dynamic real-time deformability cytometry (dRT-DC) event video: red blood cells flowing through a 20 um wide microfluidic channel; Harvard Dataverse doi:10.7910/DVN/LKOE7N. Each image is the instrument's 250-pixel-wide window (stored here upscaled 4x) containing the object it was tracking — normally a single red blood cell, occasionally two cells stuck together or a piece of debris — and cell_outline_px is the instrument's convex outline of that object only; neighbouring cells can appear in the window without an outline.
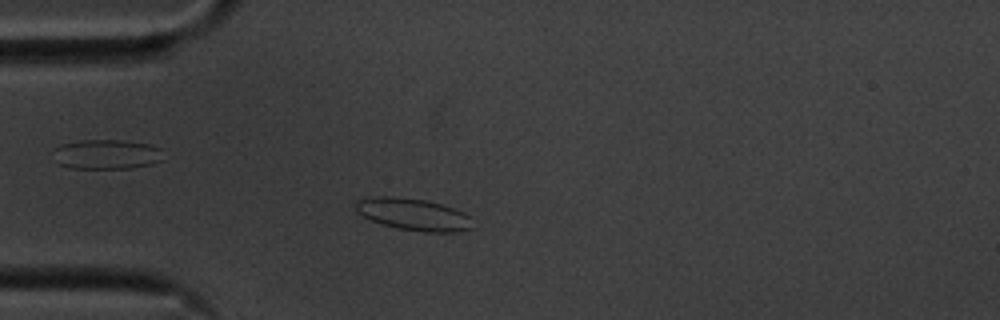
{"species": "common noctule bat (a hibernating species)", "species_latin": "Nyctalus noctula", "temperature_condition": "cold", "stored_images_in_passage": 53, "camera_frame_rate_fps": 3000, "um_per_image_px": 0.085, "animal": {"sex": "male", "body_mass_g": 20.1, "forearm_length_mm": 53.5}, "frame": {"image": 1, "passage_image": 11, "time_ms": 3.333, "image_size_px": [1000, 320], "cell_outline_px": [[472, 228], [460, 232], [424, 232], [400, 228], [380, 224], [356, 212], [356, 204], [360, 200], [368, 196], [392, 196], [428, 200], [444, 204], [464, 212], [468, 216]], "centroid_in_image_um": [35.15, 18.21], "position_along_channel_um": 49.9, "area_um2": 21.85}}
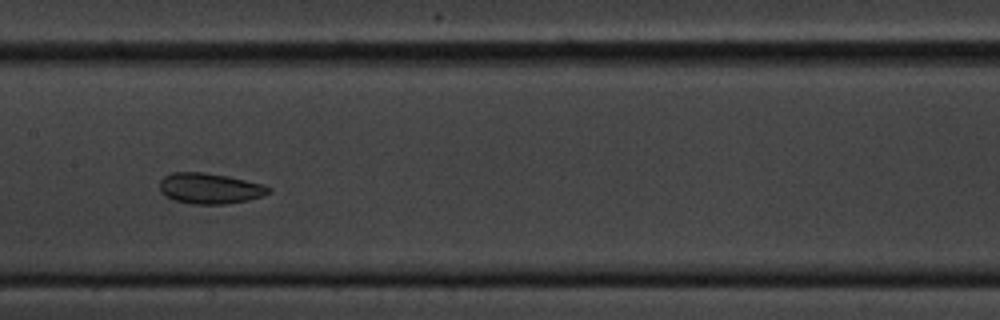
{"frame": {"image": 2, "passage_image": 24, "time_ms": 7.667, "image_size_px": [1000, 320], "cell_outline_px": [[272, 192], [264, 196], [248, 200], [224, 204], [192, 204], [176, 200], [164, 196], [160, 192], [160, 180], [164, 176], [172, 172], [204, 172], [228, 176], [264, 184], [272, 188]], "centroid_in_image_um": [17.86, 16.01], "position_along_channel_um": 189.5, "area_um2": 19.71}}
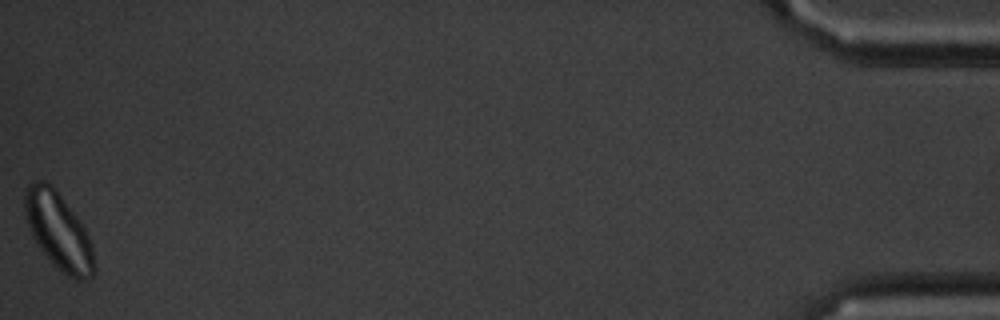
{"frame": {"image": 3, "passage_image": 53, "time_ms": 17.333, "image_size_px": [1000, 320], "cell_outline_px": [[96, 272], [88, 280], [76, 280], [68, 276], [52, 264], [40, 248], [32, 236], [24, 216], [24, 192], [28, 184], [36, 180], [44, 180], [52, 184], [56, 188], [80, 220], [88, 236], [92, 248], [96, 268]], "centroid_in_image_um": [4.96, 19.62], "position_along_channel_um": 430.2, "area_um2": 31.5}, "authors_computed_cell_mechanics": {"area_um2": 21.8484, "velocity_mm_per_s": 3.4705, "shape_relaxation_time_tau1_ms": 7.773, "shape_relaxation_time_tau2_ms": 4.8505, "deformation_change_tau1": 0.0934, "deformation_change_tau2": 0.0716}}